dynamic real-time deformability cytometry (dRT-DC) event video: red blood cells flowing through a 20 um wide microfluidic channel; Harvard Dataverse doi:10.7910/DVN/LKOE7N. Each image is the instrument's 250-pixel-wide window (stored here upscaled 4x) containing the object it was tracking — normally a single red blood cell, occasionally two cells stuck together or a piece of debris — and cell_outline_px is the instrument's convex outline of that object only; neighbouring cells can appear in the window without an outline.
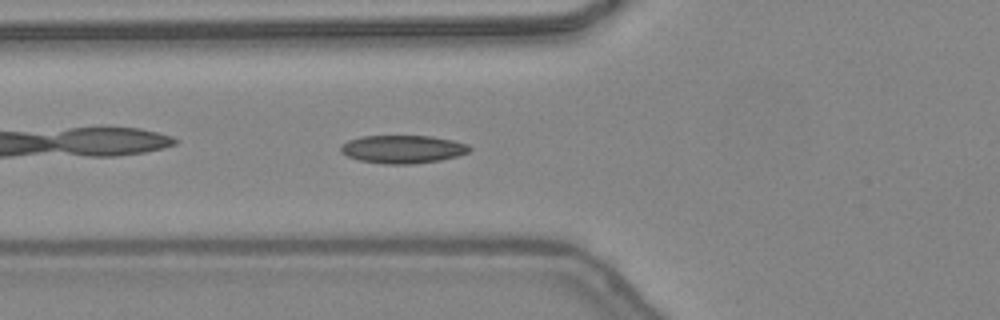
{"species": "common noctule bat (a hibernating species)", "species_latin": "Nyctalus noctula", "temperature_condition": "warm", "stored_images_in_passage": 33, "camera_frame_rate_fps": 3000, "um_per_image_px": 0.085, "animal": {"sex": "female", "body_mass_g": 24.6, "forearm_length_mm": 56.2}, "frame": {"image": 1, "passage_image": 3, "time_ms": 0.667, "image_size_px": [1000, 320], "cell_outline_px": [[472, 148], [468, 152], [456, 156], [440, 160], [412, 164], [384, 164], [360, 160], [348, 156], [340, 152], [340, 148], [348, 140], [360, 136], [432, 136], [452, 140], [468, 144]], "centroid_in_image_um": [34.24, 12.68], "position_along_channel_um": 91.6, "area_um2": 20.98}}
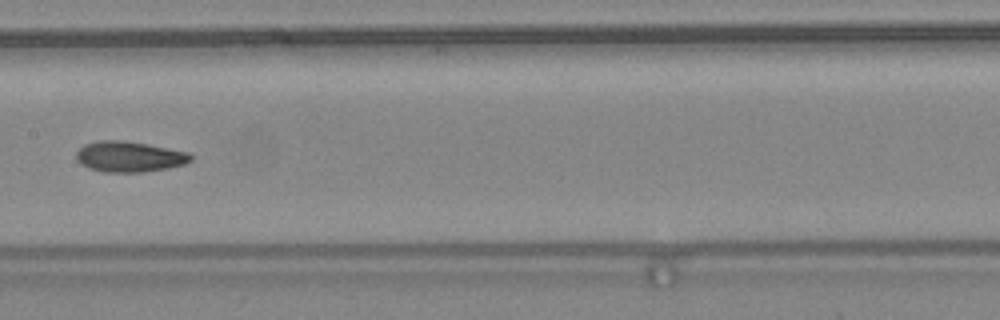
{"frame": {"image": 2, "passage_image": 10, "time_ms": 3.0, "image_size_px": [1000, 320], "cell_outline_px": [[192, 160], [184, 164], [168, 168], [140, 172], [104, 172], [88, 168], [80, 164], [76, 160], [76, 152], [84, 144], [100, 140], [120, 140], [144, 144], [188, 152], [192, 156]], "centroid_in_image_um": [10.94, 13.32], "position_along_channel_um": 196.5, "area_um2": 20.29}}
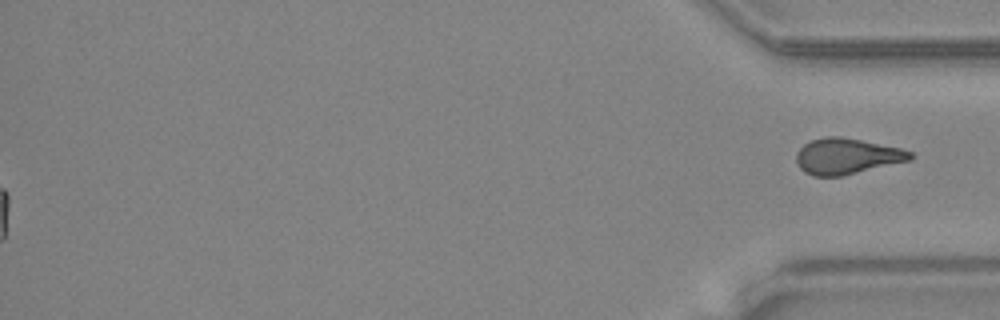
{"frame": {"image": 3, "passage_image": 33, "time_ms": 10.667, "image_size_px": [1000, 320], "cell_outline_px": [[916, 156], [912, 160], [840, 176], [812, 176], [804, 172], [796, 164], [796, 152], [804, 144], [812, 140], [824, 136], [840, 136], [900, 148], [912, 152]], "centroid_in_image_um": [71.97, 13.28], "position_along_channel_um": 363.2, "area_um2": 23.87}}